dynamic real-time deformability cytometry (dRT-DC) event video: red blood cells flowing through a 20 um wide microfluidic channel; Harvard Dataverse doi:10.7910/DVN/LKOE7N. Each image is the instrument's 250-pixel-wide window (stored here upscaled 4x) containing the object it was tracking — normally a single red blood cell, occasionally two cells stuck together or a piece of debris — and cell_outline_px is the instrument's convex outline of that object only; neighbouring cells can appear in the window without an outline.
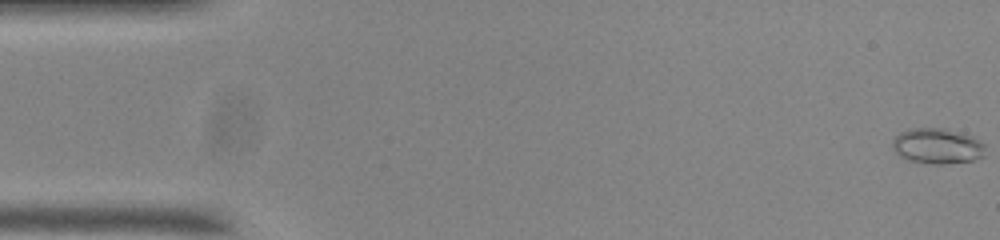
{"species": "common noctule bat (a hibernating species)", "species_latin": "Nyctalus noctula", "temperature_condition": "room temperature", "stored_images_in_passage": 55, "camera_frame_rate_fps": 3000, "um_per_image_px": 0.085, "animal": {"sex": "male", "body_mass_g": 20.0, "forearm_length_mm": 53.3}, "frame": {"image": 1, "passage_image": 1, "time_ms": 0.0, "image_size_px": [1000, 240], "cell_outline_px": [[984, 156], [972, 160], [948, 164], [932, 164], [908, 160], [900, 156], [892, 148], [892, 140], [900, 132], [908, 128], [948, 128], [972, 136], [984, 144]], "centroid_in_image_um": [79.65, 12.4], "position_along_channel_um": 5.3, "area_um2": 19.36}}
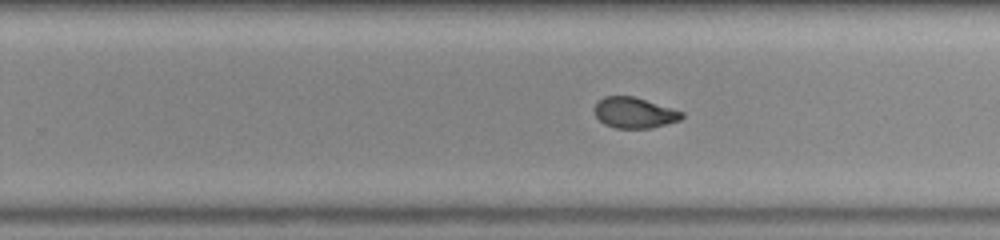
{"frame": {"image": 2, "passage_image": 34, "time_ms": 11.0, "image_size_px": [1000, 240], "cell_outline_px": [[684, 116], [680, 120], [652, 128], [616, 128], [604, 124], [596, 116], [596, 104], [604, 96], [632, 96], [672, 108], [684, 112]], "centroid_in_image_um": [53.95, 9.59], "position_along_channel_um": 275.9, "area_um2": 15.43}}
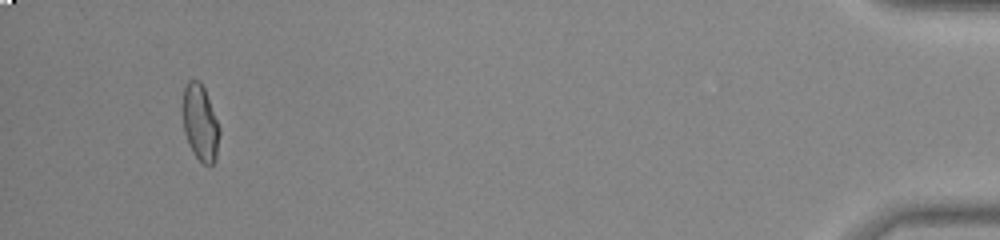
{"frame": {"image": 3, "passage_image": 52, "time_ms": 17.0, "image_size_px": [1000, 240], "cell_outline_px": [[220, 132], [216, 160], [212, 164], [204, 164], [192, 152], [184, 132], [180, 108], [180, 104], [184, 88], [188, 80], [200, 80], [204, 88], [220, 128]], "centroid_in_image_um": [16.98, 10.4], "position_along_channel_um": 418.2, "area_um2": 16.7}, "authors_computed_cell_mechanics": {"area_um2": 16.5886, "velocity_mm_per_s": 3.7216, "shape_relaxation_time_tau1_ms": 4.8508, "shape_relaxation_time_tau2_ms": 1.3975, "deformation_change_tau1": 0.1645, "deformation_change_tau2": 0.0628}}